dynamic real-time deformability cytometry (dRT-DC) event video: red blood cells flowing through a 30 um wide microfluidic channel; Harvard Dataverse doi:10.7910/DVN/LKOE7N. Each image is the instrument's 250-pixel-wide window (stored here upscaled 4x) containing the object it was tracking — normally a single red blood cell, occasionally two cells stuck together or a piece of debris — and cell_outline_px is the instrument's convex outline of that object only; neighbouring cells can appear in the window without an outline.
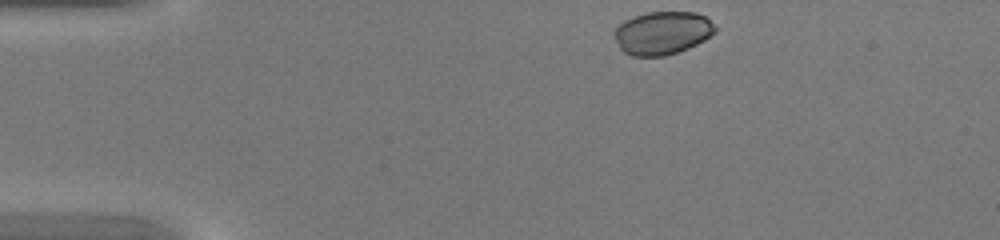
{"species": "common noctule bat (a hibernating species)", "species_latin": "Nyctalus noctula", "temperature_condition": "warm", "stored_images_in_passage": 37, "camera_frame_rate_fps": 3000, "um_per_image_px": 0.085, "animal": {"sex": "female", "body_mass_g": 20.0, "forearm_length_mm": 54.0}, "frame": {"image": 1, "passage_image": 1, "time_ms": 0.0, "image_size_px": [1000, 240], "cell_outline_px": [[716, 32], [704, 40], [688, 48], [664, 56], [632, 56], [624, 52], [620, 48], [616, 40], [616, 28], [624, 20], [648, 12], [696, 12], [704, 16], [716, 28]], "centroid_in_image_um": [56.31, 2.8], "position_along_channel_um": 28.7, "area_um2": 24.97}}
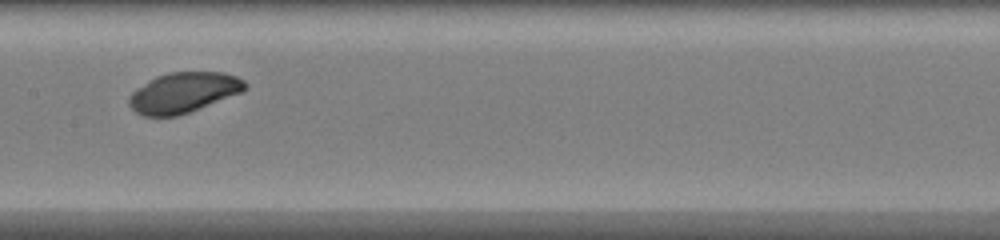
{"frame": {"image": 2, "passage_image": 16, "time_ms": 5.0, "image_size_px": [1000, 240], "cell_outline_px": [[248, 88], [240, 92], [188, 112], [176, 116], [144, 116], [136, 112], [128, 104], [128, 96], [136, 88], [148, 80], [156, 76], [168, 72], [224, 72], [236, 76], [244, 80], [248, 84]], "centroid_in_image_um": [15.56, 7.85], "position_along_channel_um": 191.8, "area_um2": 27.11}}
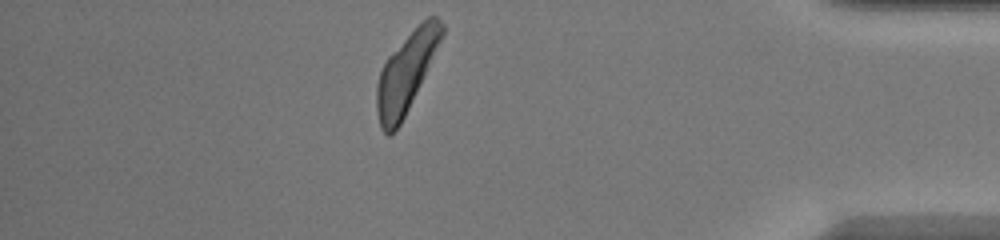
{"frame": {"image": 3, "passage_image": 32, "time_ms": 10.333, "image_size_px": [1000, 240], "cell_outline_px": [[444, 32], [408, 108], [400, 124], [388, 136], [380, 128], [376, 108], [376, 84], [380, 72], [388, 56], [428, 16], [436, 16], [444, 24]], "centroid_in_image_um": [34.48, 6.19], "position_along_channel_um": 400.7, "area_um2": 28.78}}